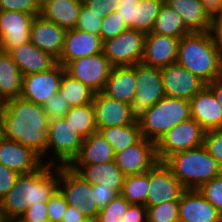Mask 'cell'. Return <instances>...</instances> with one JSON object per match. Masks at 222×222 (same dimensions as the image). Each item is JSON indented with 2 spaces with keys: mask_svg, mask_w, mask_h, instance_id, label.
<instances>
[{
  "mask_svg": "<svg viewBox=\"0 0 222 222\" xmlns=\"http://www.w3.org/2000/svg\"><path fill=\"white\" fill-rule=\"evenodd\" d=\"M104 17V13L90 12L84 5H82L75 28L90 34L100 36Z\"/></svg>",
  "mask_w": 222,
  "mask_h": 222,
  "instance_id": "obj_39",
  "label": "cell"
},
{
  "mask_svg": "<svg viewBox=\"0 0 222 222\" xmlns=\"http://www.w3.org/2000/svg\"><path fill=\"white\" fill-rule=\"evenodd\" d=\"M222 214V174L197 189Z\"/></svg>",
  "mask_w": 222,
  "mask_h": 222,
  "instance_id": "obj_40",
  "label": "cell"
},
{
  "mask_svg": "<svg viewBox=\"0 0 222 222\" xmlns=\"http://www.w3.org/2000/svg\"><path fill=\"white\" fill-rule=\"evenodd\" d=\"M84 181L93 184H104L105 187L121 194L125 175L115 161L91 165H68Z\"/></svg>",
  "mask_w": 222,
  "mask_h": 222,
  "instance_id": "obj_24",
  "label": "cell"
},
{
  "mask_svg": "<svg viewBox=\"0 0 222 222\" xmlns=\"http://www.w3.org/2000/svg\"><path fill=\"white\" fill-rule=\"evenodd\" d=\"M2 137V123H1V119H0V138Z\"/></svg>",
  "mask_w": 222,
  "mask_h": 222,
  "instance_id": "obj_59",
  "label": "cell"
},
{
  "mask_svg": "<svg viewBox=\"0 0 222 222\" xmlns=\"http://www.w3.org/2000/svg\"><path fill=\"white\" fill-rule=\"evenodd\" d=\"M203 146L222 166V128L207 131L204 135Z\"/></svg>",
  "mask_w": 222,
  "mask_h": 222,
  "instance_id": "obj_44",
  "label": "cell"
},
{
  "mask_svg": "<svg viewBox=\"0 0 222 222\" xmlns=\"http://www.w3.org/2000/svg\"><path fill=\"white\" fill-rule=\"evenodd\" d=\"M18 222H49L47 202L31 205L17 220Z\"/></svg>",
  "mask_w": 222,
  "mask_h": 222,
  "instance_id": "obj_46",
  "label": "cell"
},
{
  "mask_svg": "<svg viewBox=\"0 0 222 222\" xmlns=\"http://www.w3.org/2000/svg\"><path fill=\"white\" fill-rule=\"evenodd\" d=\"M178 215L181 222H222V214L197 189L181 194Z\"/></svg>",
  "mask_w": 222,
  "mask_h": 222,
  "instance_id": "obj_20",
  "label": "cell"
},
{
  "mask_svg": "<svg viewBox=\"0 0 222 222\" xmlns=\"http://www.w3.org/2000/svg\"><path fill=\"white\" fill-rule=\"evenodd\" d=\"M43 109L47 113L49 120L59 119L65 117V114L70 110V105L57 92L53 97H50L43 105Z\"/></svg>",
  "mask_w": 222,
  "mask_h": 222,
  "instance_id": "obj_42",
  "label": "cell"
},
{
  "mask_svg": "<svg viewBox=\"0 0 222 222\" xmlns=\"http://www.w3.org/2000/svg\"><path fill=\"white\" fill-rule=\"evenodd\" d=\"M209 33L214 45L222 56V10L212 12Z\"/></svg>",
  "mask_w": 222,
  "mask_h": 222,
  "instance_id": "obj_50",
  "label": "cell"
},
{
  "mask_svg": "<svg viewBox=\"0 0 222 222\" xmlns=\"http://www.w3.org/2000/svg\"><path fill=\"white\" fill-rule=\"evenodd\" d=\"M0 11L24 12L33 16L40 14L35 0H0Z\"/></svg>",
  "mask_w": 222,
  "mask_h": 222,
  "instance_id": "obj_43",
  "label": "cell"
},
{
  "mask_svg": "<svg viewBox=\"0 0 222 222\" xmlns=\"http://www.w3.org/2000/svg\"><path fill=\"white\" fill-rule=\"evenodd\" d=\"M59 166L43 164L33 173L22 174L0 203L9 220H18L31 206L47 202L58 190Z\"/></svg>",
  "mask_w": 222,
  "mask_h": 222,
  "instance_id": "obj_2",
  "label": "cell"
},
{
  "mask_svg": "<svg viewBox=\"0 0 222 222\" xmlns=\"http://www.w3.org/2000/svg\"><path fill=\"white\" fill-rule=\"evenodd\" d=\"M83 0H49L40 8V14L45 19L60 27L74 29Z\"/></svg>",
  "mask_w": 222,
  "mask_h": 222,
  "instance_id": "obj_29",
  "label": "cell"
},
{
  "mask_svg": "<svg viewBox=\"0 0 222 222\" xmlns=\"http://www.w3.org/2000/svg\"><path fill=\"white\" fill-rule=\"evenodd\" d=\"M129 29V27L122 21L121 17L116 11L108 13L103 18L100 37L102 41L114 38L121 32Z\"/></svg>",
  "mask_w": 222,
  "mask_h": 222,
  "instance_id": "obj_41",
  "label": "cell"
},
{
  "mask_svg": "<svg viewBox=\"0 0 222 222\" xmlns=\"http://www.w3.org/2000/svg\"><path fill=\"white\" fill-rule=\"evenodd\" d=\"M22 75L45 72L57 64V59L44 52L30 41L8 52Z\"/></svg>",
  "mask_w": 222,
  "mask_h": 222,
  "instance_id": "obj_25",
  "label": "cell"
},
{
  "mask_svg": "<svg viewBox=\"0 0 222 222\" xmlns=\"http://www.w3.org/2000/svg\"><path fill=\"white\" fill-rule=\"evenodd\" d=\"M206 131L190 118L167 131L156 143V154L164 162L169 156L203 145Z\"/></svg>",
  "mask_w": 222,
  "mask_h": 222,
  "instance_id": "obj_8",
  "label": "cell"
},
{
  "mask_svg": "<svg viewBox=\"0 0 222 222\" xmlns=\"http://www.w3.org/2000/svg\"><path fill=\"white\" fill-rule=\"evenodd\" d=\"M0 163L20 175L33 173L43 165L30 148L3 136L0 138Z\"/></svg>",
  "mask_w": 222,
  "mask_h": 222,
  "instance_id": "obj_19",
  "label": "cell"
},
{
  "mask_svg": "<svg viewBox=\"0 0 222 222\" xmlns=\"http://www.w3.org/2000/svg\"><path fill=\"white\" fill-rule=\"evenodd\" d=\"M122 222H147V208L142 204H130Z\"/></svg>",
  "mask_w": 222,
  "mask_h": 222,
  "instance_id": "obj_52",
  "label": "cell"
},
{
  "mask_svg": "<svg viewBox=\"0 0 222 222\" xmlns=\"http://www.w3.org/2000/svg\"><path fill=\"white\" fill-rule=\"evenodd\" d=\"M190 118L189 100L165 96L136 120L142 137L157 143L167 131Z\"/></svg>",
  "mask_w": 222,
  "mask_h": 222,
  "instance_id": "obj_5",
  "label": "cell"
},
{
  "mask_svg": "<svg viewBox=\"0 0 222 222\" xmlns=\"http://www.w3.org/2000/svg\"><path fill=\"white\" fill-rule=\"evenodd\" d=\"M83 141L82 135L64 117L51 120L44 164L68 166L78 155ZM49 152L52 154L49 155Z\"/></svg>",
  "mask_w": 222,
  "mask_h": 222,
  "instance_id": "obj_6",
  "label": "cell"
},
{
  "mask_svg": "<svg viewBox=\"0 0 222 222\" xmlns=\"http://www.w3.org/2000/svg\"><path fill=\"white\" fill-rule=\"evenodd\" d=\"M66 31L41 15H36L31 24L30 42L58 59L62 53Z\"/></svg>",
  "mask_w": 222,
  "mask_h": 222,
  "instance_id": "obj_21",
  "label": "cell"
},
{
  "mask_svg": "<svg viewBox=\"0 0 222 222\" xmlns=\"http://www.w3.org/2000/svg\"><path fill=\"white\" fill-rule=\"evenodd\" d=\"M130 203L120 194L99 211L98 222H122Z\"/></svg>",
  "mask_w": 222,
  "mask_h": 222,
  "instance_id": "obj_38",
  "label": "cell"
},
{
  "mask_svg": "<svg viewBox=\"0 0 222 222\" xmlns=\"http://www.w3.org/2000/svg\"><path fill=\"white\" fill-rule=\"evenodd\" d=\"M49 0H35L36 4L41 8Z\"/></svg>",
  "mask_w": 222,
  "mask_h": 222,
  "instance_id": "obj_57",
  "label": "cell"
},
{
  "mask_svg": "<svg viewBox=\"0 0 222 222\" xmlns=\"http://www.w3.org/2000/svg\"><path fill=\"white\" fill-rule=\"evenodd\" d=\"M103 53V41L99 35L79 29H68L65 33L64 46L57 63L63 67L70 61Z\"/></svg>",
  "mask_w": 222,
  "mask_h": 222,
  "instance_id": "obj_18",
  "label": "cell"
},
{
  "mask_svg": "<svg viewBox=\"0 0 222 222\" xmlns=\"http://www.w3.org/2000/svg\"><path fill=\"white\" fill-rule=\"evenodd\" d=\"M82 222H98L97 218H85Z\"/></svg>",
  "mask_w": 222,
  "mask_h": 222,
  "instance_id": "obj_58",
  "label": "cell"
},
{
  "mask_svg": "<svg viewBox=\"0 0 222 222\" xmlns=\"http://www.w3.org/2000/svg\"><path fill=\"white\" fill-rule=\"evenodd\" d=\"M139 1L140 0H120V6L116 11L129 29H133V7H135Z\"/></svg>",
  "mask_w": 222,
  "mask_h": 222,
  "instance_id": "obj_51",
  "label": "cell"
},
{
  "mask_svg": "<svg viewBox=\"0 0 222 222\" xmlns=\"http://www.w3.org/2000/svg\"><path fill=\"white\" fill-rule=\"evenodd\" d=\"M113 65L101 54L82 57L68 62L65 72L81 81L95 93L103 92Z\"/></svg>",
  "mask_w": 222,
  "mask_h": 222,
  "instance_id": "obj_10",
  "label": "cell"
},
{
  "mask_svg": "<svg viewBox=\"0 0 222 222\" xmlns=\"http://www.w3.org/2000/svg\"><path fill=\"white\" fill-rule=\"evenodd\" d=\"M151 32L179 39L191 33L183 23L182 17L165 3L157 15Z\"/></svg>",
  "mask_w": 222,
  "mask_h": 222,
  "instance_id": "obj_31",
  "label": "cell"
},
{
  "mask_svg": "<svg viewBox=\"0 0 222 222\" xmlns=\"http://www.w3.org/2000/svg\"><path fill=\"white\" fill-rule=\"evenodd\" d=\"M214 94L219 104L222 106V75L206 85Z\"/></svg>",
  "mask_w": 222,
  "mask_h": 222,
  "instance_id": "obj_54",
  "label": "cell"
},
{
  "mask_svg": "<svg viewBox=\"0 0 222 222\" xmlns=\"http://www.w3.org/2000/svg\"><path fill=\"white\" fill-rule=\"evenodd\" d=\"M136 90V64L113 66L103 93L108 97L133 105Z\"/></svg>",
  "mask_w": 222,
  "mask_h": 222,
  "instance_id": "obj_26",
  "label": "cell"
},
{
  "mask_svg": "<svg viewBox=\"0 0 222 222\" xmlns=\"http://www.w3.org/2000/svg\"><path fill=\"white\" fill-rule=\"evenodd\" d=\"M165 97L160 68L136 64V90L133 112L137 116Z\"/></svg>",
  "mask_w": 222,
  "mask_h": 222,
  "instance_id": "obj_12",
  "label": "cell"
},
{
  "mask_svg": "<svg viewBox=\"0 0 222 222\" xmlns=\"http://www.w3.org/2000/svg\"><path fill=\"white\" fill-rule=\"evenodd\" d=\"M114 161L125 176L147 172L159 161L156 143L142 137L132 146L115 153Z\"/></svg>",
  "mask_w": 222,
  "mask_h": 222,
  "instance_id": "obj_15",
  "label": "cell"
},
{
  "mask_svg": "<svg viewBox=\"0 0 222 222\" xmlns=\"http://www.w3.org/2000/svg\"><path fill=\"white\" fill-rule=\"evenodd\" d=\"M20 174L0 163V201L15 186Z\"/></svg>",
  "mask_w": 222,
  "mask_h": 222,
  "instance_id": "obj_48",
  "label": "cell"
},
{
  "mask_svg": "<svg viewBox=\"0 0 222 222\" xmlns=\"http://www.w3.org/2000/svg\"><path fill=\"white\" fill-rule=\"evenodd\" d=\"M147 192L148 171L141 174L125 176L120 195L130 204H142L146 207Z\"/></svg>",
  "mask_w": 222,
  "mask_h": 222,
  "instance_id": "obj_36",
  "label": "cell"
},
{
  "mask_svg": "<svg viewBox=\"0 0 222 222\" xmlns=\"http://www.w3.org/2000/svg\"><path fill=\"white\" fill-rule=\"evenodd\" d=\"M64 71V67L57 63L45 72L23 75L20 97L43 105L59 91Z\"/></svg>",
  "mask_w": 222,
  "mask_h": 222,
  "instance_id": "obj_13",
  "label": "cell"
},
{
  "mask_svg": "<svg viewBox=\"0 0 222 222\" xmlns=\"http://www.w3.org/2000/svg\"><path fill=\"white\" fill-rule=\"evenodd\" d=\"M35 16L24 12L0 11L1 51L11 49L30 41V29Z\"/></svg>",
  "mask_w": 222,
  "mask_h": 222,
  "instance_id": "obj_17",
  "label": "cell"
},
{
  "mask_svg": "<svg viewBox=\"0 0 222 222\" xmlns=\"http://www.w3.org/2000/svg\"><path fill=\"white\" fill-rule=\"evenodd\" d=\"M115 160L110 143L97 131L84 138L78 155L69 165H91Z\"/></svg>",
  "mask_w": 222,
  "mask_h": 222,
  "instance_id": "obj_28",
  "label": "cell"
},
{
  "mask_svg": "<svg viewBox=\"0 0 222 222\" xmlns=\"http://www.w3.org/2000/svg\"><path fill=\"white\" fill-rule=\"evenodd\" d=\"M68 203L59 190L47 201V214L49 222H61Z\"/></svg>",
  "mask_w": 222,
  "mask_h": 222,
  "instance_id": "obj_45",
  "label": "cell"
},
{
  "mask_svg": "<svg viewBox=\"0 0 222 222\" xmlns=\"http://www.w3.org/2000/svg\"><path fill=\"white\" fill-rule=\"evenodd\" d=\"M99 132L110 143L114 153L132 146L142 138L137 120L129 125L101 128Z\"/></svg>",
  "mask_w": 222,
  "mask_h": 222,
  "instance_id": "obj_32",
  "label": "cell"
},
{
  "mask_svg": "<svg viewBox=\"0 0 222 222\" xmlns=\"http://www.w3.org/2000/svg\"><path fill=\"white\" fill-rule=\"evenodd\" d=\"M85 218L76 206L68 205L61 222H82Z\"/></svg>",
  "mask_w": 222,
  "mask_h": 222,
  "instance_id": "obj_53",
  "label": "cell"
},
{
  "mask_svg": "<svg viewBox=\"0 0 222 222\" xmlns=\"http://www.w3.org/2000/svg\"><path fill=\"white\" fill-rule=\"evenodd\" d=\"M120 0H83V5L90 12L104 13L105 15L117 11Z\"/></svg>",
  "mask_w": 222,
  "mask_h": 222,
  "instance_id": "obj_47",
  "label": "cell"
},
{
  "mask_svg": "<svg viewBox=\"0 0 222 222\" xmlns=\"http://www.w3.org/2000/svg\"><path fill=\"white\" fill-rule=\"evenodd\" d=\"M164 3L182 17L191 33L209 32L212 13L200 0H166Z\"/></svg>",
  "mask_w": 222,
  "mask_h": 222,
  "instance_id": "obj_27",
  "label": "cell"
},
{
  "mask_svg": "<svg viewBox=\"0 0 222 222\" xmlns=\"http://www.w3.org/2000/svg\"><path fill=\"white\" fill-rule=\"evenodd\" d=\"M164 163L185 189H198L202 184L222 174V166L199 146L169 156Z\"/></svg>",
  "mask_w": 222,
  "mask_h": 222,
  "instance_id": "obj_4",
  "label": "cell"
},
{
  "mask_svg": "<svg viewBox=\"0 0 222 222\" xmlns=\"http://www.w3.org/2000/svg\"><path fill=\"white\" fill-rule=\"evenodd\" d=\"M209 11L216 12L222 10V0H200Z\"/></svg>",
  "mask_w": 222,
  "mask_h": 222,
  "instance_id": "obj_55",
  "label": "cell"
},
{
  "mask_svg": "<svg viewBox=\"0 0 222 222\" xmlns=\"http://www.w3.org/2000/svg\"><path fill=\"white\" fill-rule=\"evenodd\" d=\"M58 190L68 205L76 206L86 218H97V207L92 185L84 181L69 166H59Z\"/></svg>",
  "mask_w": 222,
  "mask_h": 222,
  "instance_id": "obj_7",
  "label": "cell"
},
{
  "mask_svg": "<svg viewBox=\"0 0 222 222\" xmlns=\"http://www.w3.org/2000/svg\"><path fill=\"white\" fill-rule=\"evenodd\" d=\"M185 190L170 168L164 162L158 161L148 170L146 207L179 200Z\"/></svg>",
  "mask_w": 222,
  "mask_h": 222,
  "instance_id": "obj_11",
  "label": "cell"
},
{
  "mask_svg": "<svg viewBox=\"0 0 222 222\" xmlns=\"http://www.w3.org/2000/svg\"><path fill=\"white\" fill-rule=\"evenodd\" d=\"M68 123L83 138L89 137L92 133L97 132L95 124L94 108L92 103L82 106L71 107L64 117Z\"/></svg>",
  "mask_w": 222,
  "mask_h": 222,
  "instance_id": "obj_35",
  "label": "cell"
},
{
  "mask_svg": "<svg viewBox=\"0 0 222 222\" xmlns=\"http://www.w3.org/2000/svg\"><path fill=\"white\" fill-rule=\"evenodd\" d=\"M179 38L148 33L144 40L141 63L155 68H164L176 63Z\"/></svg>",
  "mask_w": 222,
  "mask_h": 222,
  "instance_id": "obj_22",
  "label": "cell"
},
{
  "mask_svg": "<svg viewBox=\"0 0 222 222\" xmlns=\"http://www.w3.org/2000/svg\"><path fill=\"white\" fill-rule=\"evenodd\" d=\"M190 115L207 132L222 128V106L205 86L190 101Z\"/></svg>",
  "mask_w": 222,
  "mask_h": 222,
  "instance_id": "obj_23",
  "label": "cell"
},
{
  "mask_svg": "<svg viewBox=\"0 0 222 222\" xmlns=\"http://www.w3.org/2000/svg\"><path fill=\"white\" fill-rule=\"evenodd\" d=\"M0 119L2 136L30 148L44 164L50 120L42 105L17 97L3 103Z\"/></svg>",
  "mask_w": 222,
  "mask_h": 222,
  "instance_id": "obj_1",
  "label": "cell"
},
{
  "mask_svg": "<svg viewBox=\"0 0 222 222\" xmlns=\"http://www.w3.org/2000/svg\"><path fill=\"white\" fill-rule=\"evenodd\" d=\"M147 208V222H178L179 200L168 201Z\"/></svg>",
  "mask_w": 222,
  "mask_h": 222,
  "instance_id": "obj_37",
  "label": "cell"
},
{
  "mask_svg": "<svg viewBox=\"0 0 222 222\" xmlns=\"http://www.w3.org/2000/svg\"><path fill=\"white\" fill-rule=\"evenodd\" d=\"M0 222H9V219L7 218L6 214L2 209L1 203H0Z\"/></svg>",
  "mask_w": 222,
  "mask_h": 222,
  "instance_id": "obj_56",
  "label": "cell"
},
{
  "mask_svg": "<svg viewBox=\"0 0 222 222\" xmlns=\"http://www.w3.org/2000/svg\"><path fill=\"white\" fill-rule=\"evenodd\" d=\"M146 34L127 29L114 38L103 42V55L113 66H126L141 63L144 54Z\"/></svg>",
  "mask_w": 222,
  "mask_h": 222,
  "instance_id": "obj_9",
  "label": "cell"
},
{
  "mask_svg": "<svg viewBox=\"0 0 222 222\" xmlns=\"http://www.w3.org/2000/svg\"><path fill=\"white\" fill-rule=\"evenodd\" d=\"M92 105L98 131L101 128L132 124L137 118L132 105L110 98L103 92L94 94Z\"/></svg>",
  "mask_w": 222,
  "mask_h": 222,
  "instance_id": "obj_16",
  "label": "cell"
},
{
  "mask_svg": "<svg viewBox=\"0 0 222 222\" xmlns=\"http://www.w3.org/2000/svg\"><path fill=\"white\" fill-rule=\"evenodd\" d=\"M2 106H3V103L0 101V109H1Z\"/></svg>",
  "mask_w": 222,
  "mask_h": 222,
  "instance_id": "obj_61",
  "label": "cell"
},
{
  "mask_svg": "<svg viewBox=\"0 0 222 222\" xmlns=\"http://www.w3.org/2000/svg\"><path fill=\"white\" fill-rule=\"evenodd\" d=\"M92 192L95 196V201L99 210L106 207L111 200L119 195L115 190L105 187L104 184H93Z\"/></svg>",
  "mask_w": 222,
  "mask_h": 222,
  "instance_id": "obj_49",
  "label": "cell"
},
{
  "mask_svg": "<svg viewBox=\"0 0 222 222\" xmlns=\"http://www.w3.org/2000/svg\"><path fill=\"white\" fill-rule=\"evenodd\" d=\"M163 3L162 0H140L133 7V29L145 34L150 33Z\"/></svg>",
  "mask_w": 222,
  "mask_h": 222,
  "instance_id": "obj_34",
  "label": "cell"
},
{
  "mask_svg": "<svg viewBox=\"0 0 222 222\" xmlns=\"http://www.w3.org/2000/svg\"><path fill=\"white\" fill-rule=\"evenodd\" d=\"M176 62L206 84L222 75V56L209 32H192L182 37Z\"/></svg>",
  "mask_w": 222,
  "mask_h": 222,
  "instance_id": "obj_3",
  "label": "cell"
},
{
  "mask_svg": "<svg viewBox=\"0 0 222 222\" xmlns=\"http://www.w3.org/2000/svg\"><path fill=\"white\" fill-rule=\"evenodd\" d=\"M23 75L12 56L0 51V101L5 103L21 96Z\"/></svg>",
  "mask_w": 222,
  "mask_h": 222,
  "instance_id": "obj_30",
  "label": "cell"
},
{
  "mask_svg": "<svg viewBox=\"0 0 222 222\" xmlns=\"http://www.w3.org/2000/svg\"><path fill=\"white\" fill-rule=\"evenodd\" d=\"M59 94L63 96L70 107L82 106L92 103L95 92L81 81L73 78L65 71L63 73Z\"/></svg>",
  "mask_w": 222,
  "mask_h": 222,
  "instance_id": "obj_33",
  "label": "cell"
},
{
  "mask_svg": "<svg viewBox=\"0 0 222 222\" xmlns=\"http://www.w3.org/2000/svg\"><path fill=\"white\" fill-rule=\"evenodd\" d=\"M165 96L191 100L207 84L177 62L160 69Z\"/></svg>",
  "mask_w": 222,
  "mask_h": 222,
  "instance_id": "obj_14",
  "label": "cell"
},
{
  "mask_svg": "<svg viewBox=\"0 0 222 222\" xmlns=\"http://www.w3.org/2000/svg\"><path fill=\"white\" fill-rule=\"evenodd\" d=\"M9 222H18L17 220H9Z\"/></svg>",
  "mask_w": 222,
  "mask_h": 222,
  "instance_id": "obj_60",
  "label": "cell"
}]
</instances>
